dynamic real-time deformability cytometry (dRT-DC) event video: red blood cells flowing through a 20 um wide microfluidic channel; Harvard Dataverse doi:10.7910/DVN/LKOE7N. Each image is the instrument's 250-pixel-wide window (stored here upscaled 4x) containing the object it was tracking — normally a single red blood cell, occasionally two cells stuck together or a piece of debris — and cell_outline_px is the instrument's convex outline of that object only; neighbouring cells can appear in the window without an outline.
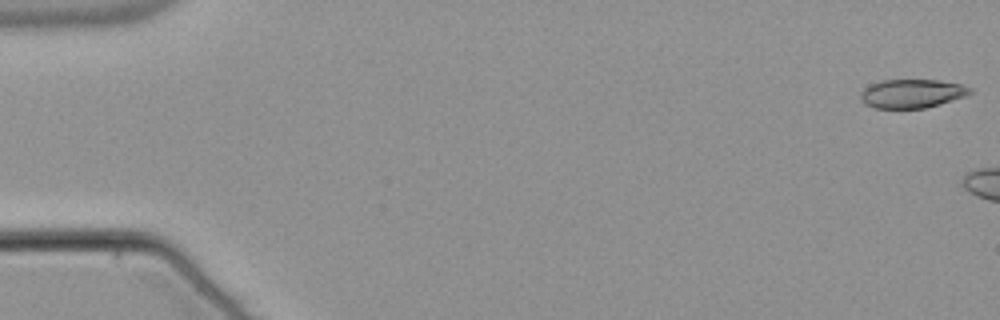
{"species": "common noctule bat (a hibernating species)", "species_latin": "Nyctalus noctula", "temperature_condition": "warm", "stored_images_in_passage": 9, "camera_frame_rate_fps": 3000, "um_per_image_px": 0.085, "animal": {"sex": "male", "body_mass_g": 21.5, "forearm_length_mm": 52.0}, "frame": {"image": 1, "passage_image": 1, "time_ms": 0.0, "image_size_px": [1000, 320], "cell_outline_px": [[972, 92], [964, 96], [940, 104], [924, 108], [876, 108], [864, 104], [860, 100], [860, 92], [868, 84], [880, 80], [940, 80], [960, 84], [972, 88]], "centroid_in_image_um": [77.46, 7.94], "position_along_channel_um": 7.5, "area_um2": 18.44}}